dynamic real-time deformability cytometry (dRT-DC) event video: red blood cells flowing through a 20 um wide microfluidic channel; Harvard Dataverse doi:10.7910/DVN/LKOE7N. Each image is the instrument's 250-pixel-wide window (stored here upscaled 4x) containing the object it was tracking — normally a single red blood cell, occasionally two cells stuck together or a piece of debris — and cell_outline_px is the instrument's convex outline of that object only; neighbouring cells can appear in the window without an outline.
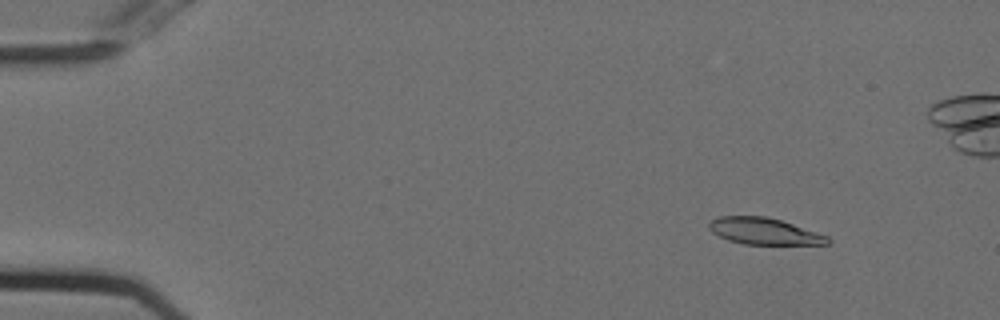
{"species": "Egyptian fruit bat (a non-hibernating species)", "species_latin": "Rousettus aegyptiacus", "temperature_condition": "cold", "stored_images_in_passage": 9, "camera_frame_rate_fps": 3000, "um_per_image_px": 0.085, "animal": {"sex": "female"}, "frame": {"image": 1, "passage_image": 6, "time_ms": 1.667, "image_size_px": [1000, 320], "cell_outline_px": [[832, 240], [828, 244], [744, 244], [728, 240], [712, 232], [708, 228], [708, 224], [712, 220], [720, 216], [768, 216], [828, 236]], "centroid_in_image_um": [64.94, 19.65], "position_along_channel_um": 20.1, "area_um2": 18.21}}